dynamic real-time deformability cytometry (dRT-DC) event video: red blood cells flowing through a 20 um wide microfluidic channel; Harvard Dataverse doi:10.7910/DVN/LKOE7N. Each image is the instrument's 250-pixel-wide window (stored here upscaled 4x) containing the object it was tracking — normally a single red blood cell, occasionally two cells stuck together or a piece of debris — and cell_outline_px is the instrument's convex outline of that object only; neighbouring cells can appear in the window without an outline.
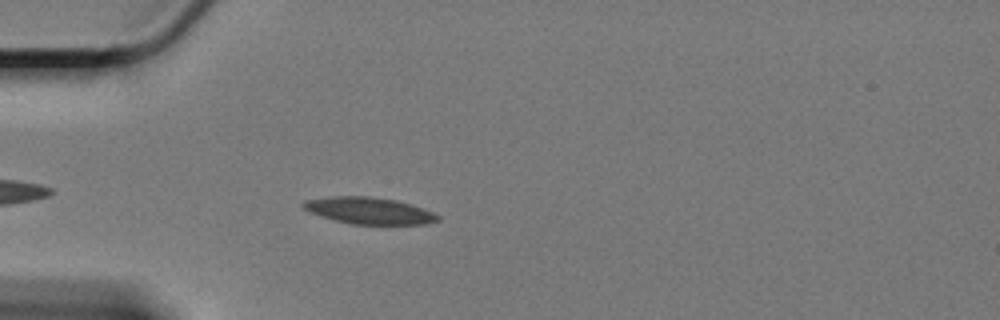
{"species": "Egyptian fruit bat (a non-hibernating species)", "species_latin": "Rousettus aegyptiacus", "temperature_condition": "cold", "stored_images_in_passage": 48, "camera_frame_rate_fps": 3000, "um_per_image_px": 0.085, "animal": {"sex": "female"}, "frame": {"image": 1, "passage_image": 5, "time_ms": 1.333, "image_size_px": [1000, 320], "cell_outline_px": [[440, 220], [424, 224], [352, 224], [320, 216], [308, 212], [300, 204], [304, 200], [328, 196], [368, 196], [396, 200], [424, 208], [440, 216]], "centroid_in_image_um": [31.34, 17.9], "position_along_channel_um": 53.7, "area_um2": 20.98}}
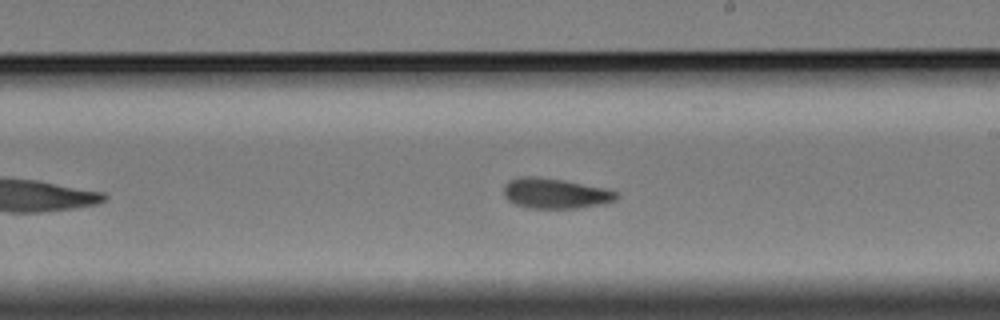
{"frame": {"image": 2, "passage_image": 23, "time_ms": 7.333, "image_size_px": [1000, 320], "cell_outline_px": [[620, 196], [616, 200], [600, 204], [576, 208], [528, 208], [516, 204], [508, 200], [504, 196], [504, 184], [508, 180], [520, 176], [536, 176], [564, 180], [608, 188], [620, 192]], "centroid_in_image_um": [47.22, 16.42], "position_along_channel_um": 241.8, "area_um2": 20.17}}
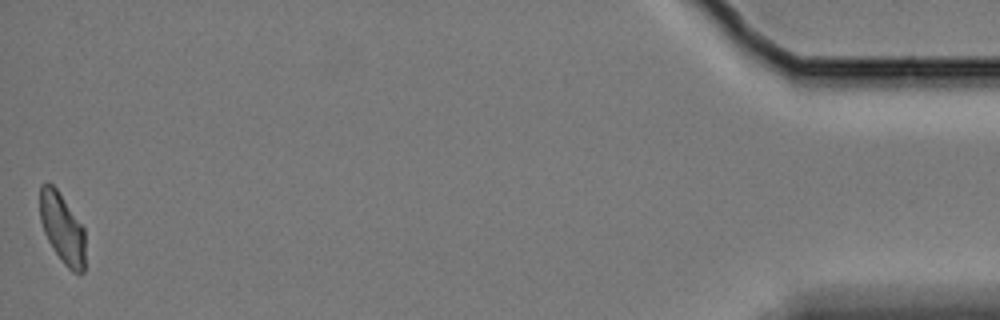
{"frame": {"image": 3, "passage_image": 48, "time_ms": 15.667, "image_size_px": [1000, 320], "cell_outline_px": [[84, 272], [72, 272], [64, 264], [48, 240], [44, 232], [40, 220], [40, 184], [52, 184], [56, 188], [84, 228]], "centroid_in_image_um": [5.28, 19.4], "position_along_channel_um": 429.9, "area_um2": 18.15}, "authors_computed_cell_mechanics": {"area_um2": 20.1433, "velocity_mm_per_s": 3.3023, "shape_relaxation_time_tau1_ms": 5.502, "shape_relaxation_time_tau2_ms": 2.6918, "deformation_change_tau1": 0.1517, "deformation_change_tau2": 0.0845}}